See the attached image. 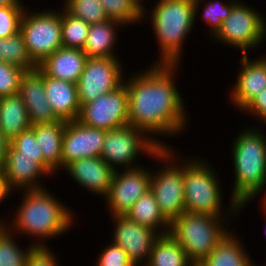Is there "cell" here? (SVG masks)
I'll list each match as a JSON object with an SVG mask.
<instances>
[{"mask_svg": "<svg viewBox=\"0 0 266 266\" xmlns=\"http://www.w3.org/2000/svg\"><path fill=\"white\" fill-rule=\"evenodd\" d=\"M178 66L152 63L143 72L139 70L141 73H132L124 80L128 91L129 125L142 130L160 148L171 146L156 136L178 137L188 125L184 99L174 80Z\"/></svg>", "mask_w": 266, "mask_h": 266, "instance_id": "cell-1", "label": "cell"}, {"mask_svg": "<svg viewBox=\"0 0 266 266\" xmlns=\"http://www.w3.org/2000/svg\"><path fill=\"white\" fill-rule=\"evenodd\" d=\"M50 191L47 188L23 190L20 205L10 221L12 223H4L16 235L36 237L38 241L33 240L32 244L38 248L48 247L46 240L67 233L76 219L73 210L63 205Z\"/></svg>", "mask_w": 266, "mask_h": 266, "instance_id": "cell-2", "label": "cell"}, {"mask_svg": "<svg viewBox=\"0 0 266 266\" xmlns=\"http://www.w3.org/2000/svg\"><path fill=\"white\" fill-rule=\"evenodd\" d=\"M249 128L237 133L231 148L235 178L230 198L238 204V213L266 190V134Z\"/></svg>", "mask_w": 266, "mask_h": 266, "instance_id": "cell-3", "label": "cell"}, {"mask_svg": "<svg viewBox=\"0 0 266 266\" xmlns=\"http://www.w3.org/2000/svg\"><path fill=\"white\" fill-rule=\"evenodd\" d=\"M149 16L159 48L154 64L180 65L185 41L195 23L194 0H158Z\"/></svg>", "mask_w": 266, "mask_h": 266, "instance_id": "cell-4", "label": "cell"}, {"mask_svg": "<svg viewBox=\"0 0 266 266\" xmlns=\"http://www.w3.org/2000/svg\"><path fill=\"white\" fill-rule=\"evenodd\" d=\"M192 158L190 156L186 158L187 160L184 158L185 211L223 218L231 216L233 219L232 215L237 216L238 204L231 198L226 208L227 211L222 207L223 194L217 172L208 161Z\"/></svg>", "mask_w": 266, "mask_h": 266, "instance_id": "cell-5", "label": "cell"}, {"mask_svg": "<svg viewBox=\"0 0 266 266\" xmlns=\"http://www.w3.org/2000/svg\"><path fill=\"white\" fill-rule=\"evenodd\" d=\"M225 219L184 211L170 222L169 234L183 247L191 262L201 263L230 232L224 223L229 220Z\"/></svg>", "mask_w": 266, "mask_h": 266, "instance_id": "cell-6", "label": "cell"}, {"mask_svg": "<svg viewBox=\"0 0 266 266\" xmlns=\"http://www.w3.org/2000/svg\"><path fill=\"white\" fill-rule=\"evenodd\" d=\"M174 149L161 148L152 158L162 163V169L151 171L150 190L153 192L160 212L171 222L184 209V159L178 160ZM177 161L179 163H177ZM183 161V162H182ZM182 163V164H181ZM181 165V166H180Z\"/></svg>", "mask_w": 266, "mask_h": 266, "instance_id": "cell-7", "label": "cell"}, {"mask_svg": "<svg viewBox=\"0 0 266 266\" xmlns=\"http://www.w3.org/2000/svg\"><path fill=\"white\" fill-rule=\"evenodd\" d=\"M57 10V11H56ZM32 12V13H31ZM26 7L20 22V33L24 38L31 60L38 66L48 56L63 47L61 36V9L33 10Z\"/></svg>", "mask_w": 266, "mask_h": 266, "instance_id": "cell-8", "label": "cell"}, {"mask_svg": "<svg viewBox=\"0 0 266 266\" xmlns=\"http://www.w3.org/2000/svg\"><path fill=\"white\" fill-rule=\"evenodd\" d=\"M247 5L238 1L212 38L215 42L238 48L243 54L260 47L266 40V18L256 8Z\"/></svg>", "mask_w": 266, "mask_h": 266, "instance_id": "cell-9", "label": "cell"}, {"mask_svg": "<svg viewBox=\"0 0 266 266\" xmlns=\"http://www.w3.org/2000/svg\"><path fill=\"white\" fill-rule=\"evenodd\" d=\"M160 149L142 130L128 124L106 132L100 158L114 170L137 168L141 153L153 157Z\"/></svg>", "mask_w": 266, "mask_h": 266, "instance_id": "cell-10", "label": "cell"}, {"mask_svg": "<svg viewBox=\"0 0 266 266\" xmlns=\"http://www.w3.org/2000/svg\"><path fill=\"white\" fill-rule=\"evenodd\" d=\"M121 65L119 57L87 58L77 82L80 105L94 101L123 85L125 75Z\"/></svg>", "mask_w": 266, "mask_h": 266, "instance_id": "cell-11", "label": "cell"}, {"mask_svg": "<svg viewBox=\"0 0 266 266\" xmlns=\"http://www.w3.org/2000/svg\"><path fill=\"white\" fill-rule=\"evenodd\" d=\"M81 124L104 131L129 124L128 91L123 84L115 91L81 105L77 119Z\"/></svg>", "mask_w": 266, "mask_h": 266, "instance_id": "cell-12", "label": "cell"}, {"mask_svg": "<svg viewBox=\"0 0 266 266\" xmlns=\"http://www.w3.org/2000/svg\"><path fill=\"white\" fill-rule=\"evenodd\" d=\"M151 171L144 166L115 170L105 203L111 216H124L133 204L150 190Z\"/></svg>", "mask_w": 266, "mask_h": 266, "instance_id": "cell-13", "label": "cell"}, {"mask_svg": "<svg viewBox=\"0 0 266 266\" xmlns=\"http://www.w3.org/2000/svg\"><path fill=\"white\" fill-rule=\"evenodd\" d=\"M110 217L115 224L111 242L123 248L135 266H144L153 243L160 235L155 230L130 220L126 215Z\"/></svg>", "mask_w": 266, "mask_h": 266, "instance_id": "cell-14", "label": "cell"}, {"mask_svg": "<svg viewBox=\"0 0 266 266\" xmlns=\"http://www.w3.org/2000/svg\"><path fill=\"white\" fill-rule=\"evenodd\" d=\"M107 131L67 121L62 139V169L75 160L100 157Z\"/></svg>", "mask_w": 266, "mask_h": 266, "instance_id": "cell-15", "label": "cell"}, {"mask_svg": "<svg viewBox=\"0 0 266 266\" xmlns=\"http://www.w3.org/2000/svg\"><path fill=\"white\" fill-rule=\"evenodd\" d=\"M248 54L241 55V66L234 86L229 93L233 107L242 111L257 94L266 88V54L250 59Z\"/></svg>", "mask_w": 266, "mask_h": 266, "instance_id": "cell-16", "label": "cell"}, {"mask_svg": "<svg viewBox=\"0 0 266 266\" xmlns=\"http://www.w3.org/2000/svg\"><path fill=\"white\" fill-rule=\"evenodd\" d=\"M2 171L6 187L10 192L18 190L22 193L23 190L46 188L40 180L42 176H50L37 161H34V158L19 156V151L10 143Z\"/></svg>", "mask_w": 266, "mask_h": 266, "instance_id": "cell-17", "label": "cell"}, {"mask_svg": "<svg viewBox=\"0 0 266 266\" xmlns=\"http://www.w3.org/2000/svg\"><path fill=\"white\" fill-rule=\"evenodd\" d=\"M18 94L26 105L32 125L56 123L60 120L47 100L44 72L39 67L22 75Z\"/></svg>", "mask_w": 266, "mask_h": 266, "instance_id": "cell-18", "label": "cell"}, {"mask_svg": "<svg viewBox=\"0 0 266 266\" xmlns=\"http://www.w3.org/2000/svg\"><path fill=\"white\" fill-rule=\"evenodd\" d=\"M64 172L86 191L103 199L108 194L115 170L100 157L82 158L68 164Z\"/></svg>", "mask_w": 266, "mask_h": 266, "instance_id": "cell-19", "label": "cell"}, {"mask_svg": "<svg viewBox=\"0 0 266 266\" xmlns=\"http://www.w3.org/2000/svg\"><path fill=\"white\" fill-rule=\"evenodd\" d=\"M44 88L47 100L60 120L78 119L81 105L76 83L54 79L44 73Z\"/></svg>", "mask_w": 266, "mask_h": 266, "instance_id": "cell-20", "label": "cell"}, {"mask_svg": "<svg viewBox=\"0 0 266 266\" xmlns=\"http://www.w3.org/2000/svg\"><path fill=\"white\" fill-rule=\"evenodd\" d=\"M87 56L82 49L59 48L48 56L38 67L51 78L78 82Z\"/></svg>", "mask_w": 266, "mask_h": 266, "instance_id": "cell-21", "label": "cell"}, {"mask_svg": "<svg viewBox=\"0 0 266 266\" xmlns=\"http://www.w3.org/2000/svg\"><path fill=\"white\" fill-rule=\"evenodd\" d=\"M66 121L32 125L43 154V168L50 174L62 170V139Z\"/></svg>", "mask_w": 266, "mask_h": 266, "instance_id": "cell-22", "label": "cell"}, {"mask_svg": "<svg viewBox=\"0 0 266 266\" xmlns=\"http://www.w3.org/2000/svg\"><path fill=\"white\" fill-rule=\"evenodd\" d=\"M31 126L26 105L18 93L0 97V132L9 142Z\"/></svg>", "mask_w": 266, "mask_h": 266, "instance_id": "cell-23", "label": "cell"}, {"mask_svg": "<svg viewBox=\"0 0 266 266\" xmlns=\"http://www.w3.org/2000/svg\"><path fill=\"white\" fill-rule=\"evenodd\" d=\"M123 26L125 25L110 19L90 25L89 33L83 48L87 58L117 57L114 53L115 49H117V30H119L120 27L124 28Z\"/></svg>", "mask_w": 266, "mask_h": 266, "instance_id": "cell-24", "label": "cell"}, {"mask_svg": "<svg viewBox=\"0 0 266 266\" xmlns=\"http://www.w3.org/2000/svg\"><path fill=\"white\" fill-rule=\"evenodd\" d=\"M234 234L229 232L201 263L204 266H256L241 239Z\"/></svg>", "mask_w": 266, "mask_h": 266, "instance_id": "cell-25", "label": "cell"}, {"mask_svg": "<svg viewBox=\"0 0 266 266\" xmlns=\"http://www.w3.org/2000/svg\"><path fill=\"white\" fill-rule=\"evenodd\" d=\"M126 216L141 226L155 230L159 235L169 233L170 222L160 212L151 190L147 191L133 204Z\"/></svg>", "mask_w": 266, "mask_h": 266, "instance_id": "cell-26", "label": "cell"}, {"mask_svg": "<svg viewBox=\"0 0 266 266\" xmlns=\"http://www.w3.org/2000/svg\"><path fill=\"white\" fill-rule=\"evenodd\" d=\"M191 263L183 247L168 233L155 240L144 266H189Z\"/></svg>", "mask_w": 266, "mask_h": 266, "instance_id": "cell-27", "label": "cell"}, {"mask_svg": "<svg viewBox=\"0 0 266 266\" xmlns=\"http://www.w3.org/2000/svg\"><path fill=\"white\" fill-rule=\"evenodd\" d=\"M0 61L25 71L35 70L38 67L29 57L20 32L11 37L0 38Z\"/></svg>", "mask_w": 266, "mask_h": 266, "instance_id": "cell-28", "label": "cell"}, {"mask_svg": "<svg viewBox=\"0 0 266 266\" xmlns=\"http://www.w3.org/2000/svg\"><path fill=\"white\" fill-rule=\"evenodd\" d=\"M13 234L4 224H0V266H26L29 256L36 248L31 243L22 250Z\"/></svg>", "mask_w": 266, "mask_h": 266, "instance_id": "cell-29", "label": "cell"}, {"mask_svg": "<svg viewBox=\"0 0 266 266\" xmlns=\"http://www.w3.org/2000/svg\"><path fill=\"white\" fill-rule=\"evenodd\" d=\"M222 0H208V4H205L207 2H204L203 0H194L195 3V20L197 19V15H199V9L203 8V14H202V21L205 22L210 26L208 28V34L210 38L212 39L217 32L221 29L223 21L229 16L232 7L239 1V0H229L225 2H221ZM204 3V4H202ZM202 4V5H201ZM200 7V8H199Z\"/></svg>", "mask_w": 266, "mask_h": 266, "instance_id": "cell-30", "label": "cell"}, {"mask_svg": "<svg viewBox=\"0 0 266 266\" xmlns=\"http://www.w3.org/2000/svg\"><path fill=\"white\" fill-rule=\"evenodd\" d=\"M89 26L82 19L73 17L61 8V36L63 47L83 50L89 33Z\"/></svg>", "mask_w": 266, "mask_h": 266, "instance_id": "cell-31", "label": "cell"}, {"mask_svg": "<svg viewBox=\"0 0 266 266\" xmlns=\"http://www.w3.org/2000/svg\"><path fill=\"white\" fill-rule=\"evenodd\" d=\"M63 9L89 25L108 20L99 0H65Z\"/></svg>", "mask_w": 266, "mask_h": 266, "instance_id": "cell-32", "label": "cell"}, {"mask_svg": "<svg viewBox=\"0 0 266 266\" xmlns=\"http://www.w3.org/2000/svg\"><path fill=\"white\" fill-rule=\"evenodd\" d=\"M105 15L110 20H115L127 26L142 20V12L131 0H99Z\"/></svg>", "mask_w": 266, "mask_h": 266, "instance_id": "cell-33", "label": "cell"}, {"mask_svg": "<svg viewBox=\"0 0 266 266\" xmlns=\"http://www.w3.org/2000/svg\"><path fill=\"white\" fill-rule=\"evenodd\" d=\"M9 143L19 151V156L34 158V161H37L43 167V154L40 145L36 141L35 132L31 128L21 132Z\"/></svg>", "mask_w": 266, "mask_h": 266, "instance_id": "cell-34", "label": "cell"}, {"mask_svg": "<svg viewBox=\"0 0 266 266\" xmlns=\"http://www.w3.org/2000/svg\"><path fill=\"white\" fill-rule=\"evenodd\" d=\"M26 6L0 7V38H7L20 31V22Z\"/></svg>", "mask_w": 266, "mask_h": 266, "instance_id": "cell-35", "label": "cell"}, {"mask_svg": "<svg viewBox=\"0 0 266 266\" xmlns=\"http://www.w3.org/2000/svg\"><path fill=\"white\" fill-rule=\"evenodd\" d=\"M26 71L0 61V97L18 93L20 80Z\"/></svg>", "mask_w": 266, "mask_h": 266, "instance_id": "cell-36", "label": "cell"}, {"mask_svg": "<svg viewBox=\"0 0 266 266\" xmlns=\"http://www.w3.org/2000/svg\"><path fill=\"white\" fill-rule=\"evenodd\" d=\"M101 251L95 266H135L124 249L113 242Z\"/></svg>", "mask_w": 266, "mask_h": 266, "instance_id": "cell-37", "label": "cell"}, {"mask_svg": "<svg viewBox=\"0 0 266 266\" xmlns=\"http://www.w3.org/2000/svg\"><path fill=\"white\" fill-rule=\"evenodd\" d=\"M54 254L50 247H36L29 256L26 266H59L57 255Z\"/></svg>", "mask_w": 266, "mask_h": 266, "instance_id": "cell-38", "label": "cell"}, {"mask_svg": "<svg viewBox=\"0 0 266 266\" xmlns=\"http://www.w3.org/2000/svg\"><path fill=\"white\" fill-rule=\"evenodd\" d=\"M247 115H253L254 119L257 118L261 120L264 124H266V88L241 111Z\"/></svg>", "mask_w": 266, "mask_h": 266, "instance_id": "cell-39", "label": "cell"}, {"mask_svg": "<svg viewBox=\"0 0 266 266\" xmlns=\"http://www.w3.org/2000/svg\"><path fill=\"white\" fill-rule=\"evenodd\" d=\"M9 141L0 132V170H3Z\"/></svg>", "mask_w": 266, "mask_h": 266, "instance_id": "cell-40", "label": "cell"}, {"mask_svg": "<svg viewBox=\"0 0 266 266\" xmlns=\"http://www.w3.org/2000/svg\"><path fill=\"white\" fill-rule=\"evenodd\" d=\"M10 191L6 187L5 184V178L3 176V171L0 170V204L8 198V195H10Z\"/></svg>", "mask_w": 266, "mask_h": 266, "instance_id": "cell-41", "label": "cell"}, {"mask_svg": "<svg viewBox=\"0 0 266 266\" xmlns=\"http://www.w3.org/2000/svg\"><path fill=\"white\" fill-rule=\"evenodd\" d=\"M20 0H0V7L6 6H24Z\"/></svg>", "mask_w": 266, "mask_h": 266, "instance_id": "cell-42", "label": "cell"}, {"mask_svg": "<svg viewBox=\"0 0 266 266\" xmlns=\"http://www.w3.org/2000/svg\"><path fill=\"white\" fill-rule=\"evenodd\" d=\"M134 5L142 12V19H144L145 14H147L148 12L146 11V7H144L145 5L143 4L144 0H131Z\"/></svg>", "mask_w": 266, "mask_h": 266, "instance_id": "cell-43", "label": "cell"}, {"mask_svg": "<svg viewBox=\"0 0 266 266\" xmlns=\"http://www.w3.org/2000/svg\"><path fill=\"white\" fill-rule=\"evenodd\" d=\"M262 207L264 209H266V193H265L264 197L262 198Z\"/></svg>", "mask_w": 266, "mask_h": 266, "instance_id": "cell-44", "label": "cell"}, {"mask_svg": "<svg viewBox=\"0 0 266 266\" xmlns=\"http://www.w3.org/2000/svg\"><path fill=\"white\" fill-rule=\"evenodd\" d=\"M189 266H204V265L200 262H192Z\"/></svg>", "mask_w": 266, "mask_h": 266, "instance_id": "cell-45", "label": "cell"}, {"mask_svg": "<svg viewBox=\"0 0 266 266\" xmlns=\"http://www.w3.org/2000/svg\"><path fill=\"white\" fill-rule=\"evenodd\" d=\"M3 216H1V219H0V224H4V223H6L7 222V220H5V218H3ZM5 220V221H4Z\"/></svg>", "mask_w": 266, "mask_h": 266, "instance_id": "cell-46", "label": "cell"}]
</instances>
